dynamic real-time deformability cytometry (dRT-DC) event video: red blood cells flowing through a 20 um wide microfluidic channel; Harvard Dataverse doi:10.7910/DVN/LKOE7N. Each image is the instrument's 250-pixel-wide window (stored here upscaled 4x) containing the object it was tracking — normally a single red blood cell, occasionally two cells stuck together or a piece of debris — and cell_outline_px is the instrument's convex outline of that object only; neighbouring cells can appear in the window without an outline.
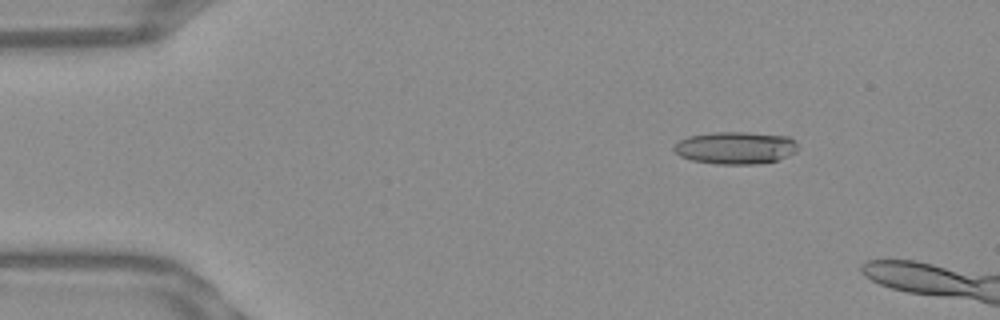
{"species": "Egyptian fruit bat (a non-hibernating species)", "species_latin": "Rousettus aegyptiacus", "temperature_condition": "warm", "stored_images_in_passage": 42, "camera_frame_rate_fps": 3000, "um_per_image_px": 0.085, "frame": {"image": 1, "passage_image": 1, "time_ms": 0.0, "image_size_px": [1000, 320], "cell_outline_px": [[796, 152], [788, 156], [776, 160], [756, 164], [716, 164], [692, 160], [680, 156], [672, 148], [680, 140], [688, 136], [712, 132], [748, 132], [788, 136], [796, 144]], "centroid_in_image_um": [62.5, 12.56], "position_along_channel_um": 22.5, "area_um2": 23.29}}
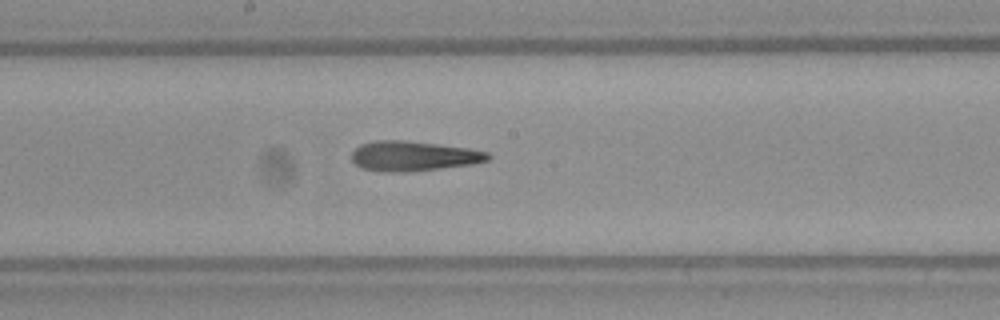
{"frame": {"image": 2, "passage_image": 22, "time_ms": 7.0, "image_size_px": [1000, 320], "cell_outline_px": [[492, 156], [488, 160], [472, 164], [440, 168], [404, 172], [364, 168], [356, 164], [352, 160], [352, 152], [360, 144], [376, 140], [404, 140], [468, 148], [488, 152]], "centroid_in_image_um": [35.17, 13.24], "position_along_channel_um": 213.0, "area_um2": 23.29}}
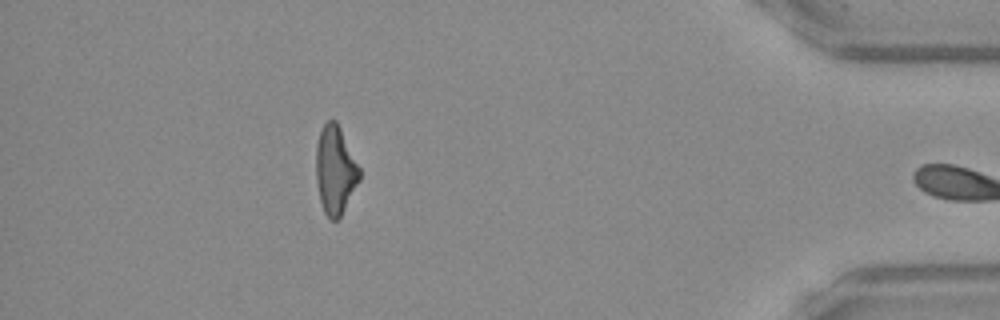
{"frame": {"image": 3, "passage_image": 41, "time_ms": 13.333, "image_size_px": [1000, 320], "cell_outline_px": [[360, 180], [340, 216], [336, 220], [328, 220], [324, 212], [320, 200], [316, 180], [316, 144], [320, 132], [324, 124], [328, 120], [336, 120], [360, 168]], "centroid_in_image_um": [28.48, 14.47], "position_along_channel_um": 406.7, "area_um2": 22.2}, "authors_computed_cell_mechanics": {"area_um2": 23.5535, "velocity_mm_per_s": 3.8521, "shape_relaxation_time_tau1_ms": null, "shape_relaxation_time_tau2_ms": 2.9008, "deformation_change_tau1": null, "deformation_change_tau2": 0.1615}}